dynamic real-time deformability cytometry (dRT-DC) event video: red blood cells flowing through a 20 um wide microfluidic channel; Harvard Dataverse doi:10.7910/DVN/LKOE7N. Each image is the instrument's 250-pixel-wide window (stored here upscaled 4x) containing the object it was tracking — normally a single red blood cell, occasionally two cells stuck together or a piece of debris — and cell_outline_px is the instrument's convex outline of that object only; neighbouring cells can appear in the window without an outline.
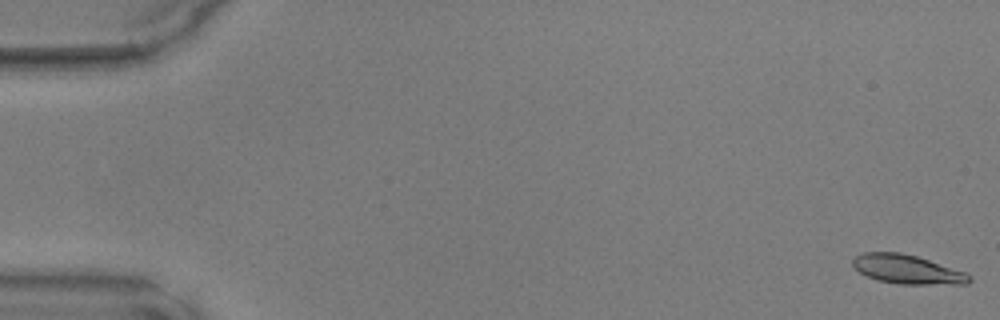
{"species": "common noctule bat (a hibernating species)", "species_latin": "Nyctalus noctula", "temperature_condition": "warm", "stored_images_in_passage": 15, "camera_frame_rate_fps": 3000, "um_per_image_px": 0.085, "animal": {"sex": "male", "body_mass_g": 17.9, "forearm_length_mm": 54.2}, "frame": {"image": 1, "passage_image": 1, "time_ms": 0.0, "image_size_px": [1000, 320], "cell_outline_px": [[972, 280], [968, 284], [896, 284], [876, 280], [852, 268], [852, 260], [856, 256], [864, 252], [900, 252], [916, 256], [964, 272], [972, 276]], "centroid_in_image_um": [77.08, 22.9], "position_along_channel_um": 7.9, "area_um2": 19.71}}
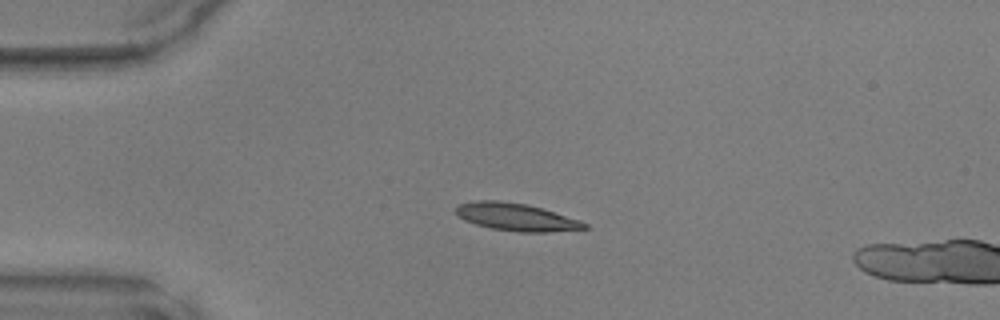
{"frame": {"image": 2, "passage_image": 12, "time_ms": 3.667, "image_size_px": [1000, 320], "cell_outline_px": [[588, 228], [548, 232], [520, 232], [492, 228], [476, 224], [464, 220], [456, 212], [456, 208], [460, 204], [476, 200], [500, 200], [528, 204], [580, 220], [588, 224]], "centroid_in_image_um": [43.89, 18.44], "position_along_channel_um": 41.1, "area_um2": 20.46}}